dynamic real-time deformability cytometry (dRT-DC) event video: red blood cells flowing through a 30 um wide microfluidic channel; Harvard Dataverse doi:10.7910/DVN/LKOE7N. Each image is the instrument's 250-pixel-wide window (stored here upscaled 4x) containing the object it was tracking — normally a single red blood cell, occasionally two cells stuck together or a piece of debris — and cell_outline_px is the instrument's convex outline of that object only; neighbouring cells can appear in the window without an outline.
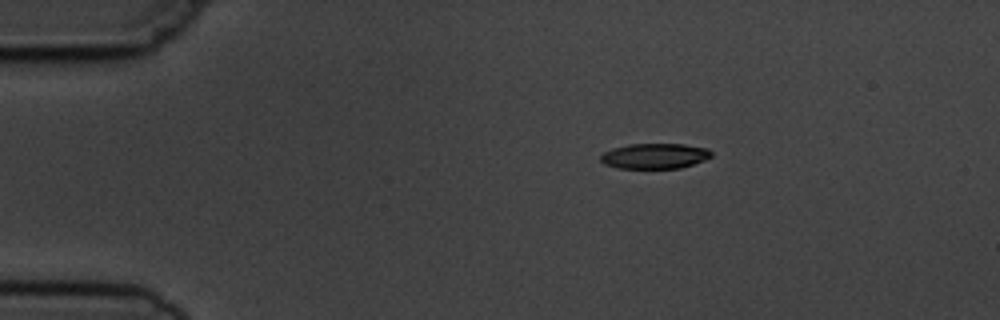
{"species": "common noctule bat (a hibernating species)", "species_latin": "Nyctalus noctula", "temperature_condition": "cold", "stored_images_in_passage": 4, "camera_frame_rate_fps": 3000, "um_per_image_px": 0.085, "animal": {"sex": "male", "body_mass_g": 19.5, "forearm_length_mm": 54.6}, "frame": {"image": 1, "passage_image": 1, "time_ms": 0.0, "image_size_px": [1000, 320], "cell_outline_px": [[712, 156], [704, 160], [680, 168], [616, 168], [604, 164], [600, 160], [600, 156], [604, 152], [612, 148], [628, 144], [684, 144], [708, 148], [712, 152]], "centroid_in_image_um": [55.64, 13.25], "position_along_channel_um": 29.4, "area_um2": 16.42}}
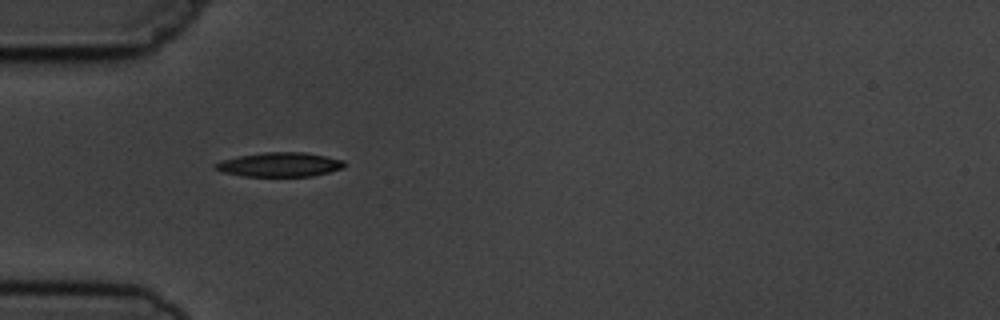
{"frame": {"image": 2, "passage_image": 3, "time_ms": 2.333, "image_size_px": [1000, 320], "cell_outline_px": [[344, 168], [312, 176], [244, 176], [224, 172], [212, 168], [212, 164], [220, 160], [240, 156], [264, 152], [304, 152], [344, 160]], "centroid_in_image_um": [23.73, 13.99], "position_along_channel_um": 61.3, "area_um2": 18.21}}
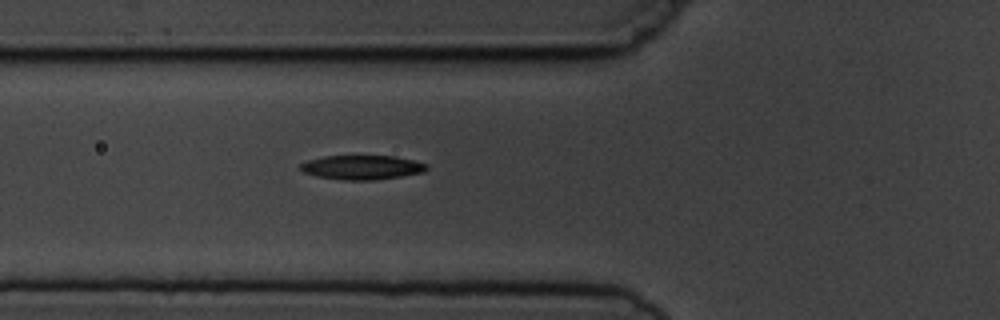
{"frame": {"image": 3, "passage_image": 4, "time_ms": 3.333, "image_size_px": [1000, 320], "cell_outline_px": [[428, 168], [424, 172], [376, 180], [344, 180], [316, 176], [304, 172], [300, 168], [300, 164], [308, 160], [324, 156], [396, 156], [428, 164]], "centroid_in_image_um": [30.78, 14.22], "position_along_channel_um": 95.0, "area_um2": 17.8}}